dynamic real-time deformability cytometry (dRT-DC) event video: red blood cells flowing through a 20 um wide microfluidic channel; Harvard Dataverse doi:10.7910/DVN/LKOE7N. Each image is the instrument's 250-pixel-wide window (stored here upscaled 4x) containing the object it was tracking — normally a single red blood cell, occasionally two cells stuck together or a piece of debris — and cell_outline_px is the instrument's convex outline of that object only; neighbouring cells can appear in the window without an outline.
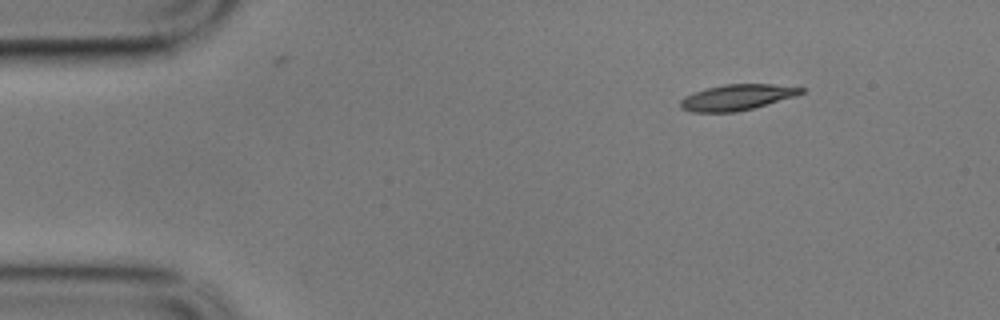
{"species": "common noctule bat (a hibernating species)", "species_latin": "Nyctalus noctula", "temperature_condition": "cold", "stored_images_in_passage": 4, "camera_frame_rate_fps": 3000, "um_per_image_px": 0.085, "animal": {"sex": "male", "body_mass_g": 17.9}, "frame": {"image": 1, "passage_image": 1, "time_ms": 0.0, "image_size_px": [1000, 320], "cell_outline_px": [[804, 92], [796, 96], [752, 108], [736, 112], [692, 112], [680, 108], [680, 100], [684, 96], [692, 92], [724, 84], [772, 84], [804, 88]], "centroid_in_image_um": [62.61, 8.27], "position_along_channel_um": 22.4, "area_um2": 18.09}}
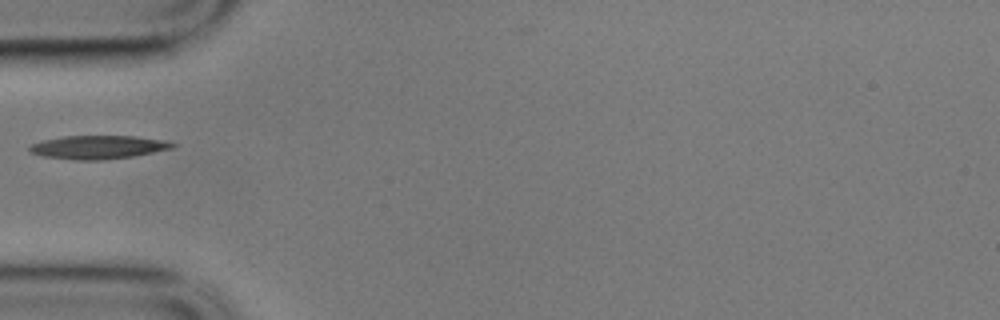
{"frame": {"image": 2, "passage_image": 4, "time_ms": 1.0, "image_size_px": [1000, 320], "cell_outline_px": [[176, 144], [172, 148], [132, 156], [104, 160], [72, 160], [44, 156], [28, 152], [28, 148], [32, 144], [44, 140], [64, 136], [136, 136], [164, 140]], "centroid_in_image_um": [8.31, 12.51], "position_along_channel_um": 76.7, "area_um2": 19.42}}